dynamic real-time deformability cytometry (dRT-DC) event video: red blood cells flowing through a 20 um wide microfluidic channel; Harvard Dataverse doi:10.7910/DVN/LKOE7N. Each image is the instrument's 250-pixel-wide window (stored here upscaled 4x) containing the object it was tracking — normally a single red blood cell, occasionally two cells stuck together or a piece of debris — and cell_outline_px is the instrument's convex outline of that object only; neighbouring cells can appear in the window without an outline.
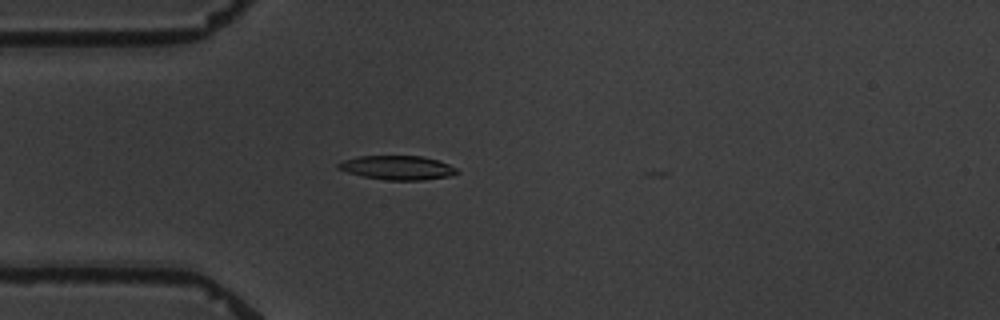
{"species": "common noctule bat (a hibernating species)", "species_latin": "Nyctalus noctula", "temperature_condition": "warm", "stored_images_in_passage": 1, "camera_frame_rate_fps": 3000, "um_per_image_px": 0.085, "animal": {"sex": "male", "body_mass_g": 19.5, "forearm_length_mm": 54.6}, "frame": {"image": 1, "passage_image": 1, "time_ms": 0.0, "image_size_px": [1000, 320], "cell_outline_px": [[460, 172], [448, 176], [420, 180], [388, 180], [364, 176], [348, 172], [336, 168], [336, 164], [344, 160], [360, 156], [420, 156], [436, 160], [448, 164], [456, 168]], "centroid_in_image_um": [33.76, 14.25], "position_along_channel_um": 51.2, "area_um2": 16.36}}